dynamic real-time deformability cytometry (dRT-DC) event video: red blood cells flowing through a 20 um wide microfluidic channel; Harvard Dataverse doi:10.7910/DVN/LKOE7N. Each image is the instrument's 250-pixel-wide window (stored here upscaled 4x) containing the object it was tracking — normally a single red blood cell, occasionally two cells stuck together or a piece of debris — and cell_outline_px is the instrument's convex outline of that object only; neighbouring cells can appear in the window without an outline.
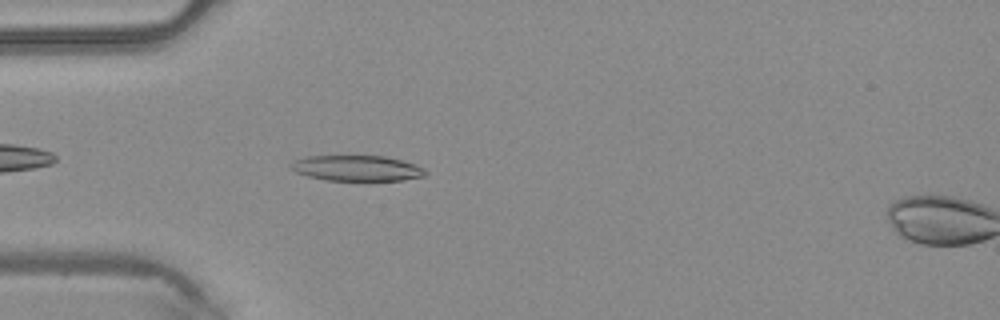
{"species": "common noctule bat (a hibernating species)", "species_latin": "Nyctalus noctula", "temperature_condition": "warm", "stored_images_in_passage": 4, "camera_frame_rate_fps": 3000, "um_per_image_px": 0.085, "animal": {"sex": "male", "body_mass_g": 20.4}, "frame": {"image": 1, "passage_image": 3, "time_ms": 0.667, "image_size_px": [1000, 320], "cell_outline_px": [[428, 172], [424, 176], [404, 180], [324, 180], [308, 176], [296, 172], [292, 168], [292, 164], [296, 160], [308, 156], [384, 156], [400, 160], [424, 168]], "centroid_in_image_um": [30.36, 14.3], "position_along_channel_um": 54.6, "area_um2": 19.71}}